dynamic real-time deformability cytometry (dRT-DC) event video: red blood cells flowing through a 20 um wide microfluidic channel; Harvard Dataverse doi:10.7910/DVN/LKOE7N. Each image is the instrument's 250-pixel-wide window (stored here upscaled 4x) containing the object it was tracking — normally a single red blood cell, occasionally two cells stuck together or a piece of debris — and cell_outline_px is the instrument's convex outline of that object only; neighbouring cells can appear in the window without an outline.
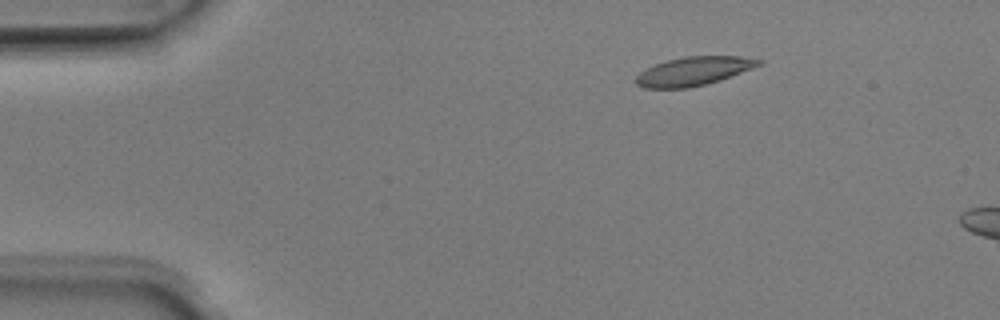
{"species": "Egyptian fruit bat (a non-hibernating species)", "species_latin": "Rousettus aegyptiacus", "temperature_condition": "room temperature", "stored_images_in_passage": 5, "camera_frame_rate_fps": 3000, "um_per_image_px": 0.085, "animal": {"sex": "male"}, "frame": {"image": 1, "passage_image": 1, "time_ms": 0.0, "image_size_px": [1000, 320], "cell_outline_px": [[764, 64], [720, 80], [688, 88], [644, 88], [636, 84], [636, 76], [640, 72], [656, 64], [668, 60], [684, 56], [740, 56], [764, 60]], "centroid_in_image_um": [59.0, 6.04], "position_along_channel_um": 26.0, "area_um2": 20.46}}